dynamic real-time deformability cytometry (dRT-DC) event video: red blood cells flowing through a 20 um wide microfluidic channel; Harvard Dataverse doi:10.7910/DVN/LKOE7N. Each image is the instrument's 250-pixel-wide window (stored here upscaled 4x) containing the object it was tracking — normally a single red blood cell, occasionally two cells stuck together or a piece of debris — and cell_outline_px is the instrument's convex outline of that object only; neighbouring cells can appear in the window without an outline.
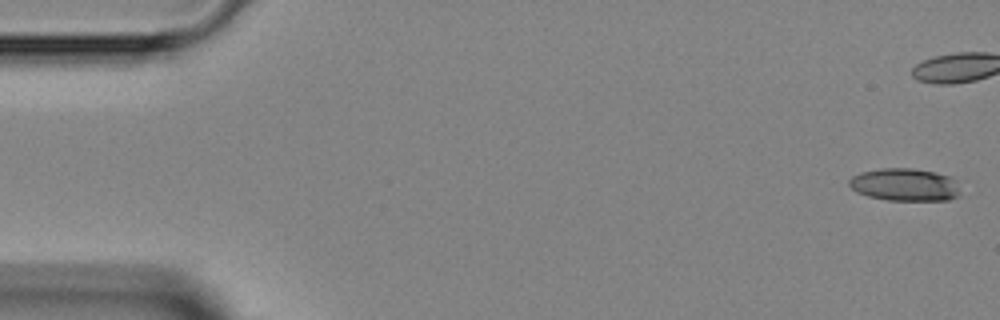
{"species": "Egyptian fruit bat (a non-hibernating species)", "species_latin": "Rousettus aegyptiacus", "temperature_condition": "room temperature", "stored_images_in_passage": 4, "camera_frame_rate_fps": 3000, "um_per_image_px": 0.085, "animal": {"sex": "female"}, "frame": {"image": 1, "passage_image": 1, "time_ms": 0.0, "image_size_px": [1000, 320], "cell_outline_px": [[960, 196], [948, 200], [888, 200], [868, 196], [856, 192], [848, 184], [848, 180], [852, 176], [860, 172], [880, 168], [912, 168], [936, 172], [952, 176], [956, 180]], "centroid_in_image_um": [76.91, 15.69], "position_along_channel_um": 8.1, "area_um2": 21.39}}